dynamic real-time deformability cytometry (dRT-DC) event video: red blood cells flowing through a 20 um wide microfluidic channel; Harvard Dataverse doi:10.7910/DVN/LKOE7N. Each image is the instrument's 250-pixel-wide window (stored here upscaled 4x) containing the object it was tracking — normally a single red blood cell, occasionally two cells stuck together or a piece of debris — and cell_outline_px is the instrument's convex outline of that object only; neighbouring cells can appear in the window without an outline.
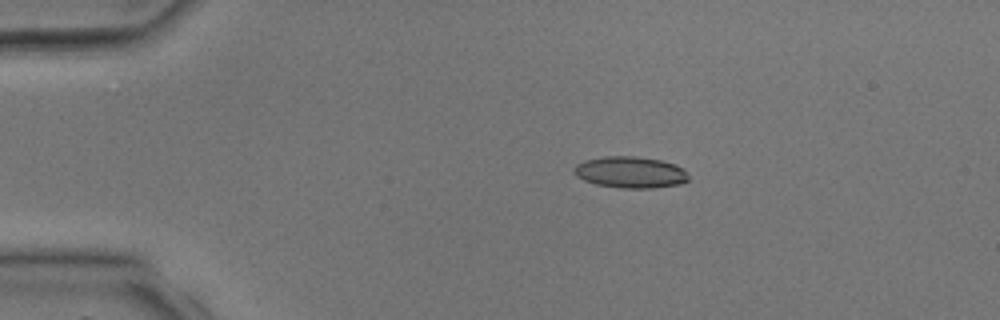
{"species": "common noctule bat (a hibernating species)", "species_latin": "Nyctalus noctula", "temperature_condition": "room temperature", "stored_images_in_passage": 4, "camera_frame_rate_fps": 3000, "um_per_image_px": 0.085, "animal": {"sex": "male", "body_mass_g": 17.9, "forearm_length_mm": 54.2}, "frame": {"image": 1, "passage_image": 3, "time_ms": 2.333, "image_size_px": [1000, 320], "cell_outline_px": [[688, 180], [680, 184], [652, 188], [620, 188], [596, 184], [584, 180], [576, 176], [572, 172], [572, 168], [576, 164], [584, 160], [604, 156], [636, 156], [660, 160], [676, 164], [688, 176]], "centroid_in_image_um": [53.52, 14.64], "position_along_channel_um": 31.5, "area_um2": 21.04}}